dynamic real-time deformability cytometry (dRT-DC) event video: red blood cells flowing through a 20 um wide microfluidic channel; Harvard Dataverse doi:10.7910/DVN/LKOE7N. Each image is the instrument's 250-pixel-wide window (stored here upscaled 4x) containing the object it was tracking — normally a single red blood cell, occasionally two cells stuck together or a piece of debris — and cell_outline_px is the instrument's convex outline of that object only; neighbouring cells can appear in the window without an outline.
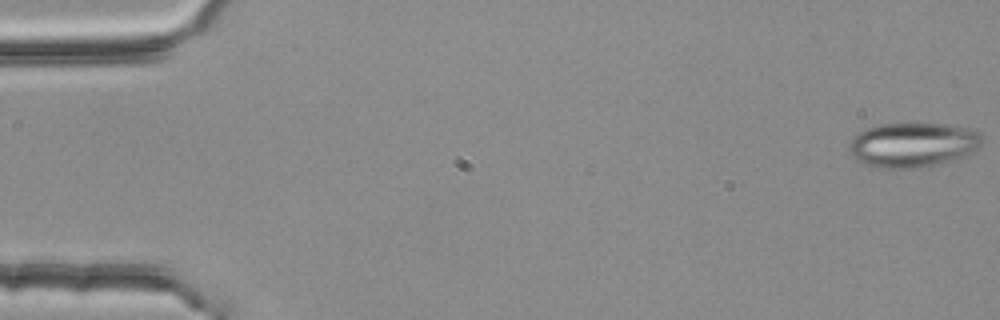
{"species": "common noctule bat (a hibernating species)", "species_latin": "Nyctalus noctula", "temperature_condition": "room temperature", "stored_images_in_passage": 51, "camera_frame_rate_fps": 3000, "um_per_image_px": 0.085, "animal": {"sex": "female", "body_mass_g": 25.1}, "frame": {"image": 1, "passage_image": 1, "time_ms": 0.0, "image_size_px": [1000, 320], "cell_outline_px": [[984, 140], [976, 148], [956, 160], [916, 168], [884, 168], [864, 164], [856, 160], [852, 156], [848, 148], [848, 144], [856, 132], [864, 128], [880, 124], [944, 124], [968, 128], [980, 132], [984, 136]], "centroid_in_image_um": [77.55, 12.3], "position_along_channel_um": 7.4, "area_um2": 34.74}}
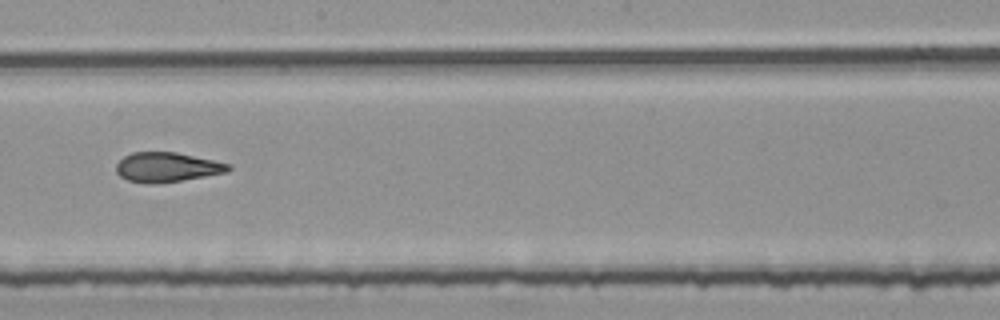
{"frame": {"image": 2, "passage_image": 31, "time_ms": 10.0, "image_size_px": [1000, 320], "cell_outline_px": [[232, 168], [228, 172], [180, 180], [144, 184], [128, 180], [120, 176], [116, 172], [116, 164], [124, 156], [132, 152], [176, 152], [232, 164]], "centroid_in_image_um": [14.19, 14.2], "position_along_channel_um": 234.0, "area_um2": 19.25}}
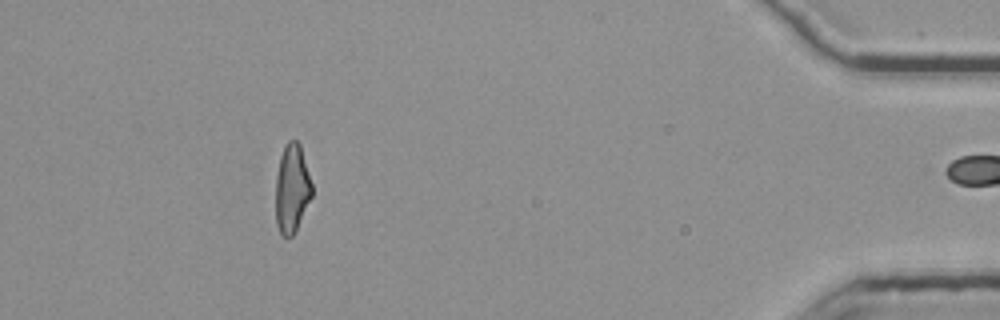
{"frame": {"image": 3, "passage_image": 50, "time_ms": 16.333, "image_size_px": [1000, 320], "cell_outline_px": [[312, 196], [296, 232], [292, 236], [280, 236], [276, 224], [276, 176], [280, 156], [288, 140], [296, 140], [300, 144], [312, 184]], "centroid_in_image_um": [24.81, 16.07], "position_along_channel_um": 410.4, "area_um2": 18.84}, "authors_computed_cell_mechanics": {"area_um2": 20.2878, "velocity_mm_per_s": 3.7783, "shape_relaxation_time_tau1_ms": null, "shape_relaxation_time_tau2_ms": 2.3285, "deformation_change_tau1": null, "deformation_change_tau2": 0.1183}}